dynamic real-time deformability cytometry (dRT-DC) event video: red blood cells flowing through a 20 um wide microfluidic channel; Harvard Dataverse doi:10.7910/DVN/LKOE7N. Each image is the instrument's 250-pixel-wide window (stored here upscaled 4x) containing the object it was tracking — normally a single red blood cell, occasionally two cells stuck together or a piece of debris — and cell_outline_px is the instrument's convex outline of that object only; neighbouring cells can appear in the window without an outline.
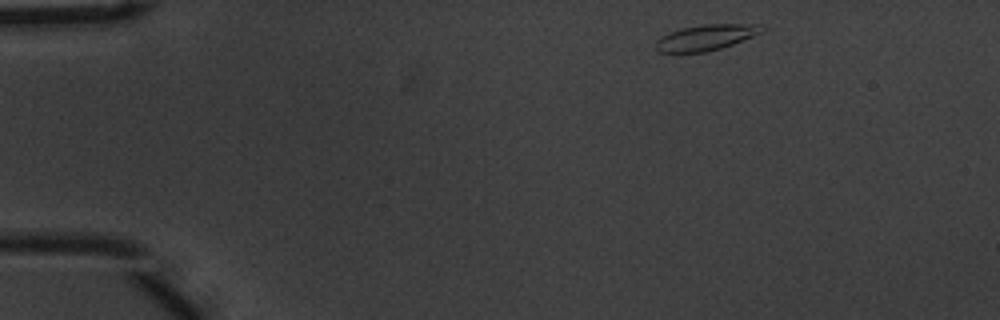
{"species": "common noctule bat (a hibernating species)", "species_latin": "Nyctalus noctula", "temperature_condition": "warm", "stored_images_in_passage": 48, "camera_frame_rate_fps": 3000, "um_per_image_px": 0.085, "animal": {"sex": "male", "body_mass_g": 20.1, "forearm_length_mm": 53.5}, "frame": {"image": 1, "passage_image": 1, "time_ms": 0.0, "image_size_px": [1000, 320], "cell_outline_px": [[764, 32], [732, 44], [708, 52], [656, 52], [652, 44], [660, 36], [668, 32], [680, 28], [704, 24], [756, 24], [764, 28]], "centroid_in_image_um": [59.92, 3.19], "position_along_channel_um": 25.1, "area_um2": 16.13}}
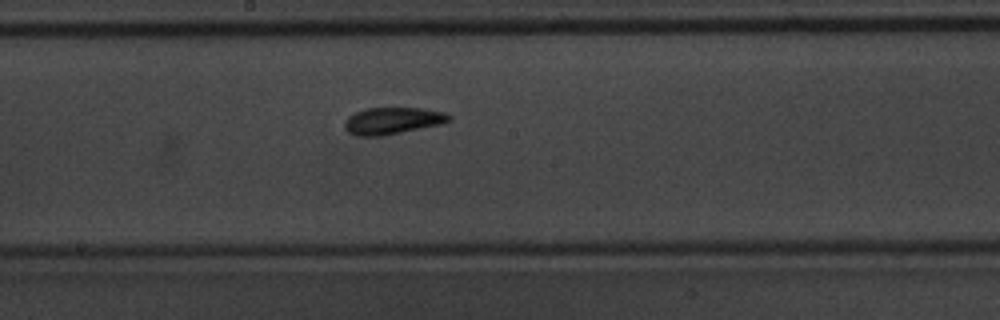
{"frame": {"image": 2, "passage_image": 23, "time_ms": 7.333, "image_size_px": [1000, 320], "cell_outline_px": [[452, 120], [440, 124], [384, 136], [356, 136], [348, 132], [344, 128], [344, 120], [348, 116], [356, 112], [368, 108], [420, 108], [444, 112], [452, 116]], "centroid_in_image_um": [33.35, 10.27], "position_along_channel_um": 214.9, "area_um2": 16.42}}
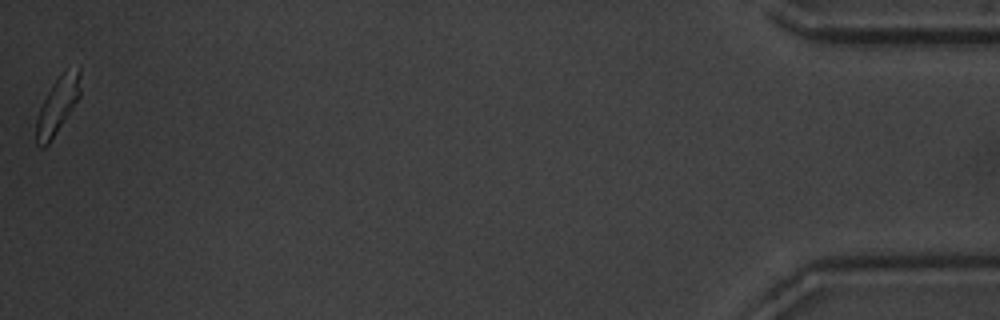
{"frame": {"image": 3, "passage_image": 48, "time_ms": 15.667, "image_size_px": [1000, 320], "cell_outline_px": [[80, 96], [48, 144], [44, 148], [40, 148], [36, 144], [36, 116], [52, 84], [64, 72], [80, 64]], "centroid_in_image_um": [4.88, 8.96], "position_along_channel_um": 430.3, "area_um2": 14.28}, "authors_computed_cell_mechanics": {"area_um2": 15.606, "velocity_mm_per_s": 3.6656, "shape_relaxation_time_tau1_ms": 3.7414, "shape_relaxation_time_tau2_ms": 2.6051, "deformation_change_tau1": 0.1565, "deformation_change_tau2": 0.0909}}